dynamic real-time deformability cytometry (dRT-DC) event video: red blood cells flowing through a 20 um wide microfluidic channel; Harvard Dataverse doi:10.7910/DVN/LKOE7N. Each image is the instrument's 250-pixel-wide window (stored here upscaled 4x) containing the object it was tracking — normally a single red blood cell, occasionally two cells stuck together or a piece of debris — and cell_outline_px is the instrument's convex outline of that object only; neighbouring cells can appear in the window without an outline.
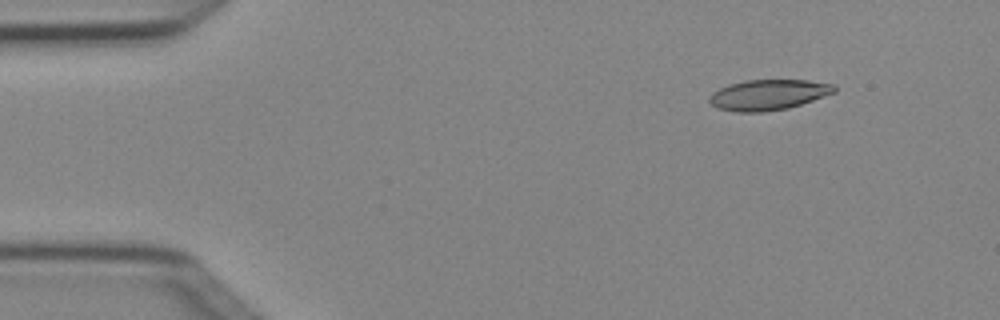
{"species": "Egyptian fruit bat (a non-hibernating species)", "species_latin": "Rousettus aegyptiacus", "temperature_condition": "cold", "stored_images_in_passage": 3, "camera_frame_rate_fps": 3000, "um_per_image_px": 0.085, "animal": {"sex": "female"}, "frame": {"image": 1, "passage_image": 1, "time_ms": 0.0, "image_size_px": [1000, 320], "cell_outline_px": [[836, 92], [788, 108], [764, 112], [736, 112], [716, 108], [708, 100], [708, 96], [712, 92], [728, 84], [744, 80], [808, 80], [836, 84]], "centroid_in_image_um": [65.29, 8.05], "position_along_channel_um": 19.7, "area_um2": 22.37}}